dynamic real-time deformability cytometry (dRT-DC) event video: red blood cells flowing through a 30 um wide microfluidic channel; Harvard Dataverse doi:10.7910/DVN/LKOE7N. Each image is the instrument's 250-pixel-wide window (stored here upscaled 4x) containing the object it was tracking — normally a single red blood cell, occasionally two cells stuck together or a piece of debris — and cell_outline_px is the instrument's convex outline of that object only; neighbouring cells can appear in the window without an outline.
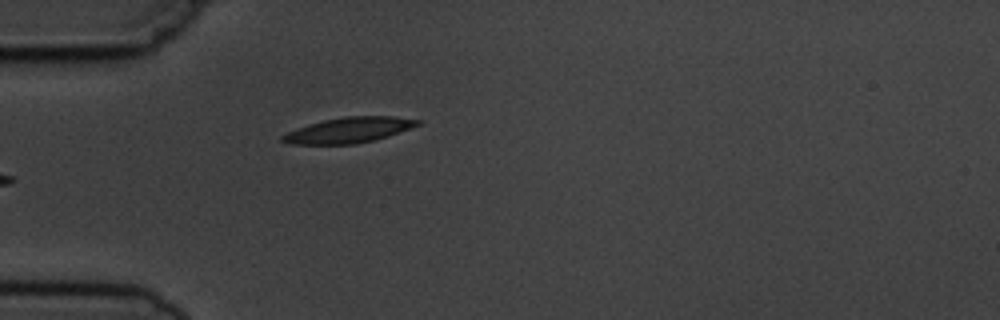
{"species": "common noctule bat (a hibernating species)", "species_latin": "Nyctalus noctula", "temperature_condition": "cold", "stored_images_in_passage": 6, "camera_frame_rate_fps": 3000, "um_per_image_px": 0.085, "animal": {"sex": "male", "body_mass_g": 19.5, "forearm_length_mm": 54.6}, "frame": {"image": 1, "passage_image": 6, "time_ms": 5.667, "image_size_px": [1000, 320], "cell_outline_px": [[420, 124], [372, 140], [356, 144], [292, 144], [280, 140], [280, 136], [296, 128], [308, 124], [324, 120], [344, 116], [396, 116], [420, 120]], "centroid_in_image_um": [29.58, 11.05], "position_along_channel_um": 55.4, "area_um2": 19.71}}